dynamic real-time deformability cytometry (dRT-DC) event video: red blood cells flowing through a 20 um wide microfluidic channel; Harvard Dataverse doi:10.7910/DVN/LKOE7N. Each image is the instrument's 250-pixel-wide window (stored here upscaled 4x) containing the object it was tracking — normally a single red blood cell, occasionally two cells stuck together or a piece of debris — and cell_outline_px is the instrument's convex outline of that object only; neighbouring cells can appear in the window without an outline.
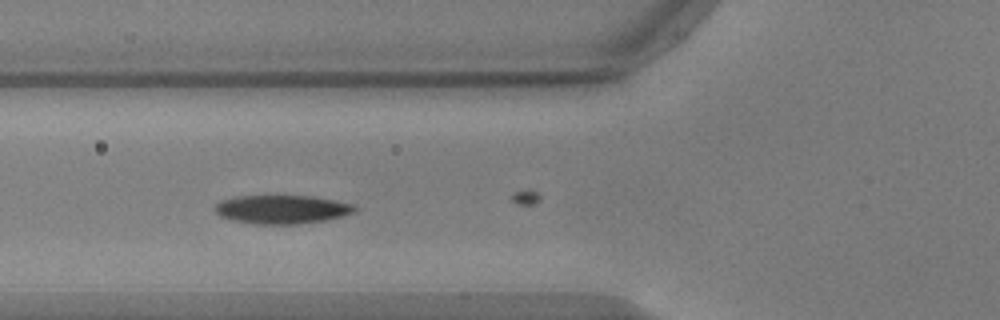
{"species": "common noctule bat (a hibernating species)", "species_latin": "Nyctalus noctula", "temperature_condition": "warm", "stored_images_in_passage": 3, "camera_frame_rate_fps": 3000, "um_per_image_px": 0.085, "animal": {"sex": "male", "body_mass_g": 17.9, "forearm_length_mm": 54.2}, "frame": {"image": 1, "passage_image": 2, "time_ms": 0.333, "image_size_px": [1000, 320], "cell_outline_px": [[356, 212], [328, 220], [296, 224], [256, 224], [236, 220], [220, 216], [212, 208], [216, 204], [224, 200], [236, 196], [312, 196], [336, 200], [356, 204]], "centroid_in_image_um": [24.02, 17.79], "position_along_channel_um": 101.8, "area_um2": 23.35}}